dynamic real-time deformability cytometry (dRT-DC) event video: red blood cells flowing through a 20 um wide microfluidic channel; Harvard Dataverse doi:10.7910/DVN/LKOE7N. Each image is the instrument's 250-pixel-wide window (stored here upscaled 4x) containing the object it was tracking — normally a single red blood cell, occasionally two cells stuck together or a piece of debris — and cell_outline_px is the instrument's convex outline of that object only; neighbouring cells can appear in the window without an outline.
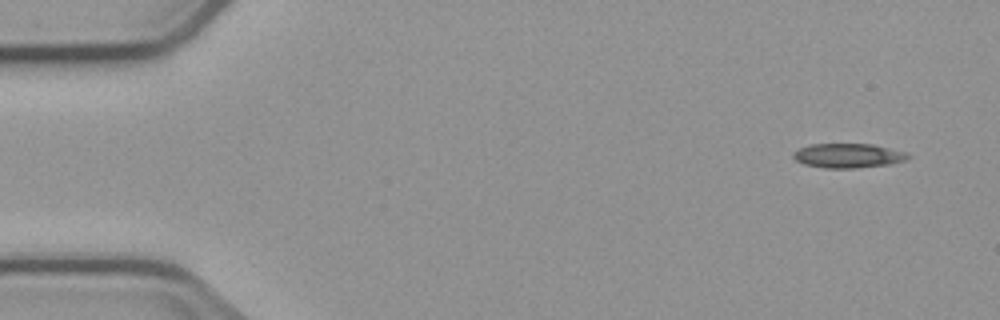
{"species": "common noctule bat (a hibernating species)", "species_latin": "Nyctalus noctula", "temperature_condition": "cold", "stored_images_in_passage": 5, "camera_frame_rate_fps": 3000, "um_per_image_px": 0.085, "animal": {"sex": "male", "body_mass_g": 23.1, "forearm_length_mm": 52.7}, "frame": {"image": 1, "passage_image": 1, "time_ms": 0.0, "image_size_px": [1000, 320], "cell_outline_px": [[912, 156], [904, 160], [888, 164], [856, 168], [824, 168], [804, 164], [796, 160], [792, 156], [792, 152], [800, 148], [812, 144], [872, 144], [908, 152]], "centroid_in_image_um": [72.09, 13.23], "position_along_channel_um": 12.9, "area_um2": 16.3}}
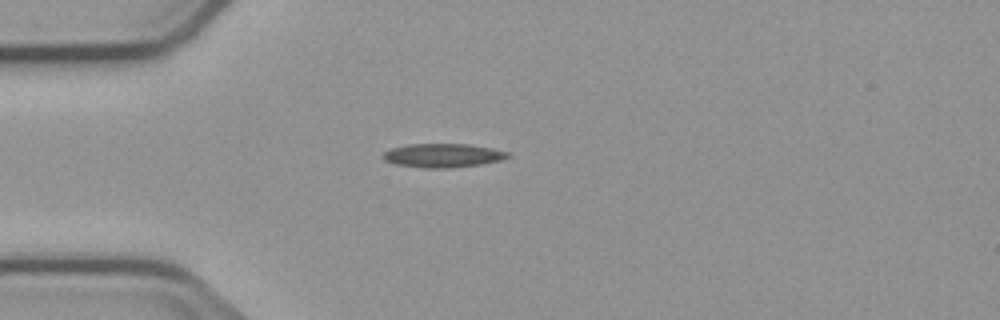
{"frame": {"image": 2, "passage_image": 4, "time_ms": 3.667, "image_size_px": [1000, 320], "cell_outline_px": [[512, 156], [500, 160], [480, 164], [452, 168], [424, 168], [396, 164], [384, 160], [380, 156], [384, 152], [392, 148], [408, 144], [468, 144], [492, 148], [512, 152]], "centroid_in_image_um": [37.67, 13.21], "position_along_channel_um": 47.3, "area_um2": 17.46}}